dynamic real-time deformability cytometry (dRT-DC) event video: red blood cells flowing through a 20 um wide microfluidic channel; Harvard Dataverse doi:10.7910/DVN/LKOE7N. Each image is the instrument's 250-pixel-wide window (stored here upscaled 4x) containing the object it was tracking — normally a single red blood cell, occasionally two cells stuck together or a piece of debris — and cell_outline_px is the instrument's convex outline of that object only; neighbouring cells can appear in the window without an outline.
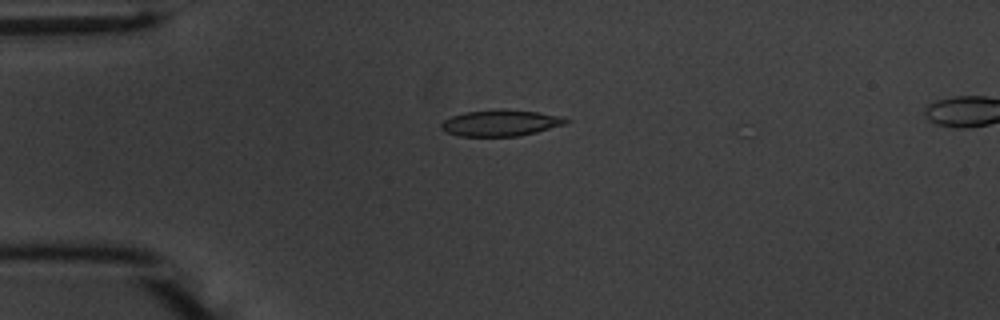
{"species": "common noctule bat (a hibernating species)", "species_latin": "Nyctalus noctula", "temperature_condition": "warm", "stored_images_in_passage": 15, "camera_frame_rate_fps": 3000, "um_per_image_px": 0.085, "animal": {"sex": "male", "body_mass_g": 20.1, "forearm_length_mm": 53.5}, "frame": {"image": 1, "passage_image": 8, "time_ms": 2.333, "image_size_px": [1000, 320], "cell_outline_px": [[572, 120], [564, 124], [536, 132], [516, 136], [460, 136], [448, 132], [440, 128], [440, 124], [444, 120], [452, 116], [464, 112], [536, 112], [564, 116]], "centroid_in_image_um": [42.56, 10.49], "position_along_channel_um": 42.4, "area_um2": 18.09}}